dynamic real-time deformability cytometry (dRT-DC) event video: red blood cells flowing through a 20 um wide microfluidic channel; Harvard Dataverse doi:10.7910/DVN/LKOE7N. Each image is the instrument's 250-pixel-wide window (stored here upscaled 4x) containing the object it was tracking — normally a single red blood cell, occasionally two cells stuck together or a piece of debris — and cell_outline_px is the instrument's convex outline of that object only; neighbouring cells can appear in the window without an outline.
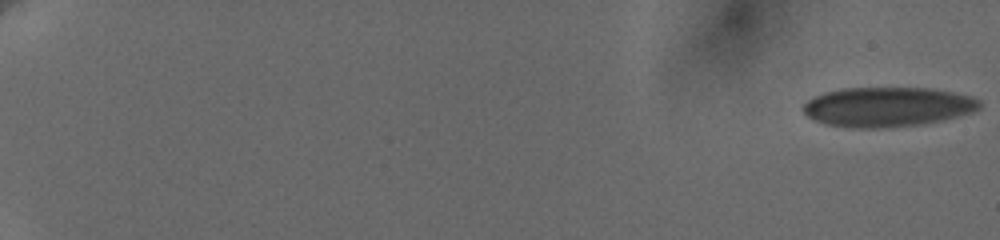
{"species": "human", "species_latin": "Homo sapiens", "temperature_condition": "cold", "stored_images_in_passage": 42, "camera_frame_rate_fps": 3000, "um_per_image_px": 0.085, "donor": {"sex": "female"}, "frame": {"image": 1, "passage_image": 1, "time_ms": 0.0, "image_size_px": [1000, 240], "cell_outline_px": [[980, 108], [972, 112], [924, 124], [876, 128], [856, 128], [824, 124], [812, 120], [804, 112], [804, 104], [808, 100], [824, 92], [840, 88], [928, 88], [952, 92], [972, 96], [980, 100]], "centroid_in_image_um": [75.42, 9.08], "position_along_channel_um": 9.6, "area_um2": 40.63}}
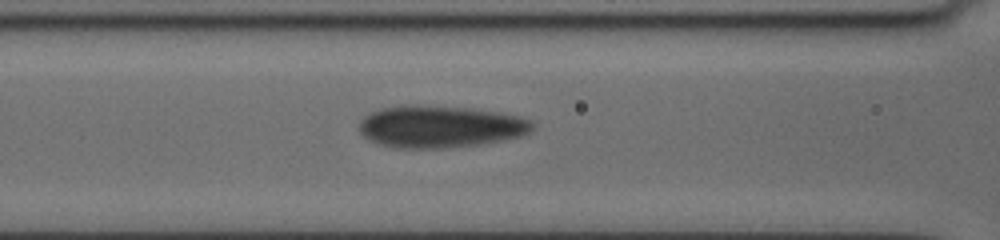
{"frame": {"image": 2, "passage_image": 30, "time_ms": 9.667, "image_size_px": [1000, 240], "cell_outline_px": [[532, 128], [528, 132], [520, 136], [504, 140], [480, 144], [448, 148], [396, 148], [380, 144], [368, 140], [360, 132], [360, 120], [364, 116], [380, 108], [404, 104], [412, 104], [468, 108], [496, 112], [516, 116], [532, 120]], "centroid_in_image_um": [37.36, 10.76], "position_along_channel_um": 129.2, "area_um2": 42.48}}
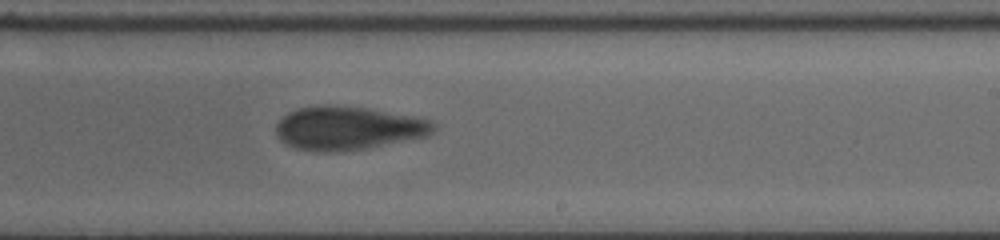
{"frame": {"image": 3, "passage_image": 41, "time_ms": 13.333, "image_size_px": [1000, 240], "cell_outline_px": [[436, 128], [428, 136], [360, 148], [332, 152], [328, 152], [296, 148], [288, 144], [276, 132], [276, 124], [288, 112], [300, 108], [324, 104], [368, 108], [412, 116], [432, 120], [436, 124]], "centroid_in_image_um": [29.61, 10.86], "position_along_channel_um": 259.4, "area_um2": 39.19}}